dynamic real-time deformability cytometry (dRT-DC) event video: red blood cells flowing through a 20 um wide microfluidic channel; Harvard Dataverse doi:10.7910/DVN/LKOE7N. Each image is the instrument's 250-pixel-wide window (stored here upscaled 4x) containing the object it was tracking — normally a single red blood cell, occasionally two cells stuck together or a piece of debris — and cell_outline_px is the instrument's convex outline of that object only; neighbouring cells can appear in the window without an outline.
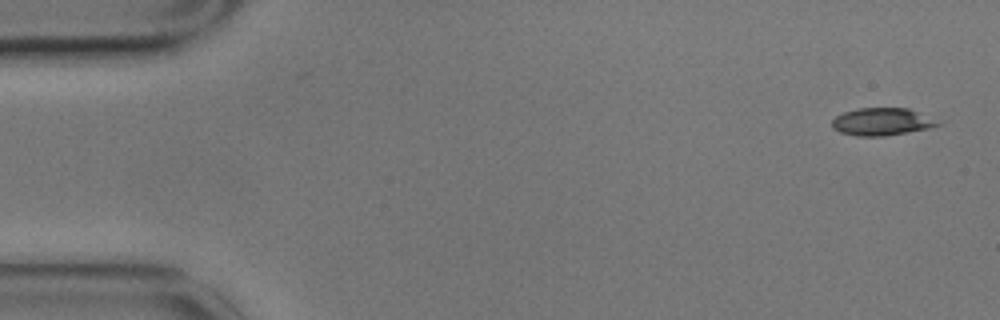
{"species": "common noctule bat (a hibernating species)", "species_latin": "Nyctalus noctula", "temperature_condition": "cold", "stored_images_in_passage": 3, "camera_frame_rate_fps": 3000, "um_per_image_px": 0.085, "animal": {"sex": "male", "body_mass_g": 17.9}, "frame": {"image": 1, "passage_image": 1, "time_ms": 0.0, "image_size_px": [1000, 320], "cell_outline_px": [[940, 124], [928, 128], [884, 136], [856, 136], [840, 132], [832, 128], [832, 120], [836, 116], [844, 112], [856, 108], [908, 108]], "centroid_in_image_um": [74.83, 10.35], "position_along_channel_um": 10.2, "area_um2": 16.47}}